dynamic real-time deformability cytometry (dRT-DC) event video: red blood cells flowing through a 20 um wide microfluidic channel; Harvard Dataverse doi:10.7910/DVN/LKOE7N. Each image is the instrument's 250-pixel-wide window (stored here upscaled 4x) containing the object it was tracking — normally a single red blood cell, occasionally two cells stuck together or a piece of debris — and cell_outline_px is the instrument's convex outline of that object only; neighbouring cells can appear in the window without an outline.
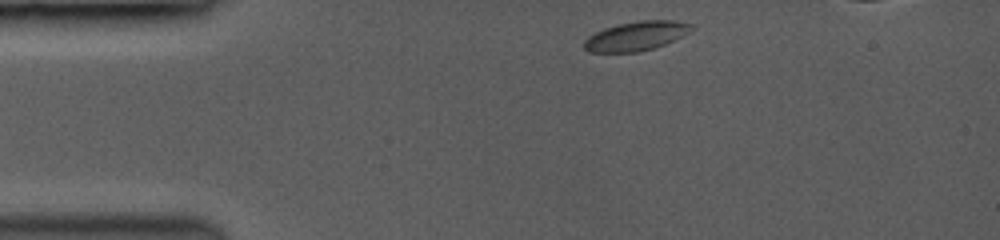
{"species": "common noctule bat (a hibernating species)", "species_latin": "Nyctalus noctula", "temperature_condition": "room temperature", "stored_images_in_passage": 44, "camera_frame_rate_fps": 3500, "um_per_image_px": 0.085, "animal": {"sex": "female", "body_mass_g": 19.0, "forearm_length_mm": 53.3}, "frame": {"image": 1, "passage_image": 1, "time_ms": 0.0, "image_size_px": [1000, 240], "cell_outline_px": [[692, 24], [680, 36], [664, 44], [652, 48], [636, 52], [592, 52], [584, 48], [584, 40], [588, 36], [604, 28], [620, 24], [640, 20], [672, 20]], "centroid_in_image_um": [53.97, 3.06], "position_along_channel_um": 31.0, "area_um2": 17.63}}
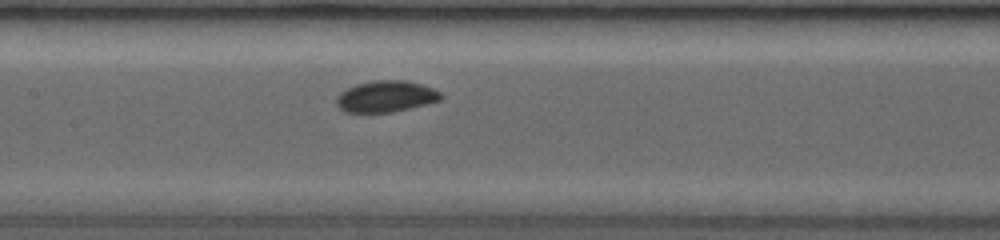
{"frame": {"image": 2, "passage_image": 18, "time_ms": 4.857, "image_size_px": [1000, 240], "cell_outline_px": [[440, 100], [392, 112], [348, 112], [340, 108], [336, 104], [336, 100], [340, 92], [356, 84], [372, 80], [404, 80], [420, 84], [432, 88], [440, 92]], "centroid_in_image_um": [32.76, 8.18], "position_along_channel_um": 174.6, "area_um2": 18.73}}
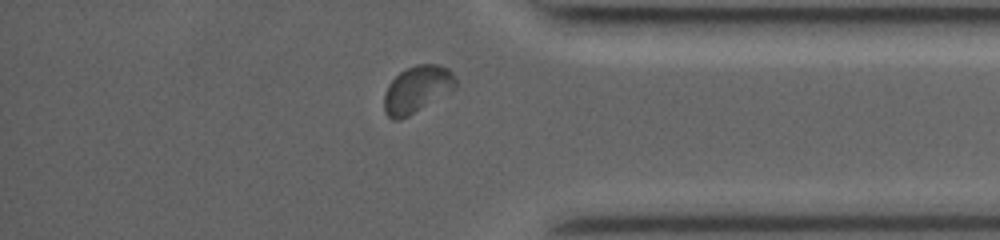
{"frame": {"image": 3, "passage_image": 38, "time_ms": 10.571, "image_size_px": [1000, 240], "cell_outline_px": [[456, 88], [452, 92], [408, 116], [400, 120], [392, 120], [384, 112], [384, 92], [388, 84], [400, 72], [416, 64], [436, 64], [448, 68], [456, 76]], "centroid_in_image_um": [35.46, 7.6], "position_along_channel_um": 399.7, "area_um2": 19.83}}